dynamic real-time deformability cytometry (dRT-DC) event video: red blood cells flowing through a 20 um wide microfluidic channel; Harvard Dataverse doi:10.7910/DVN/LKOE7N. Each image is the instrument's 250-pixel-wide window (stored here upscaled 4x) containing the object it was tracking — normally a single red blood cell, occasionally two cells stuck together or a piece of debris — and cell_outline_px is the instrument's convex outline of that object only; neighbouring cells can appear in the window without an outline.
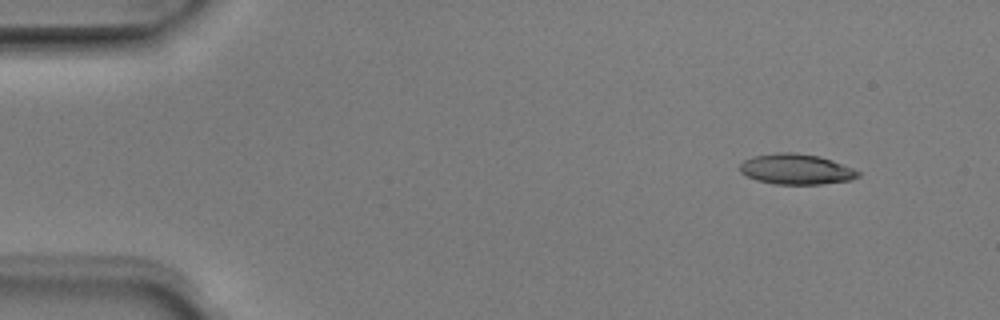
{"species": "Egyptian fruit bat (a non-hibernating species)", "species_latin": "Rousettus aegyptiacus", "temperature_condition": "room temperature", "stored_images_in_passage": 4, "camera_frame_rate_fps": 3000, "um_per_image_px": 0.085, "animal": {"sex": "male"}, "frame": {"image": 1, "passage_image": 1, "time_ms": 0.0, "image_size_px": [1000, 320], "cell_outline_px": [[860, 176], [852, 180], [820, 184], [776, 184], [756, 180], [740, 172], [740, 164], [744, 160], [752, 156], [776, 152], [796, 152], [820, 156], [832, 160], [852, 168], [860, 172]], "centroid_in_image_um": [67.67, 14.37], "position_along_channel_um": 17.3, "area_um2": 21.1}}
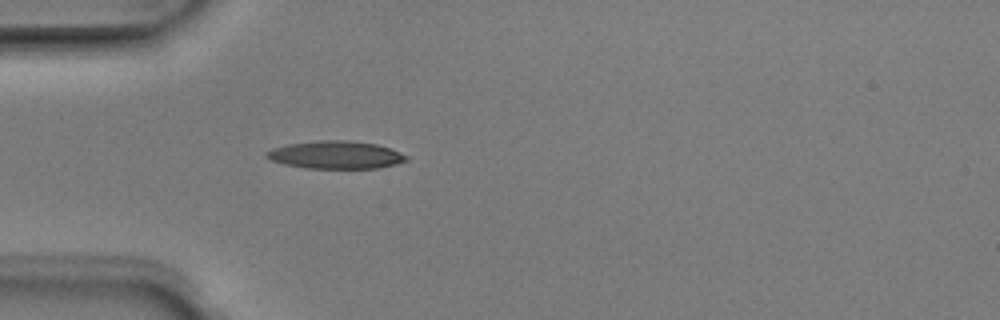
{"frame": {"image": 2, "passage_image": 4, "time_ms": 1.0, "image_size_px": [1000, 320], "cell_outline_px": [[408, 160], [396, 164], [376, 168], [308, 168], [284, 164], [272, 160], [264, 156], [264, 152], [272, 148], [288, 144], [316, 140], [348, 140], [376, 144], [388, 148], [408, 156]], "centroid_in_image_um": [28.5, 13.16], "position_along_channel_um": 56.5, "area_um2": 22.54}}